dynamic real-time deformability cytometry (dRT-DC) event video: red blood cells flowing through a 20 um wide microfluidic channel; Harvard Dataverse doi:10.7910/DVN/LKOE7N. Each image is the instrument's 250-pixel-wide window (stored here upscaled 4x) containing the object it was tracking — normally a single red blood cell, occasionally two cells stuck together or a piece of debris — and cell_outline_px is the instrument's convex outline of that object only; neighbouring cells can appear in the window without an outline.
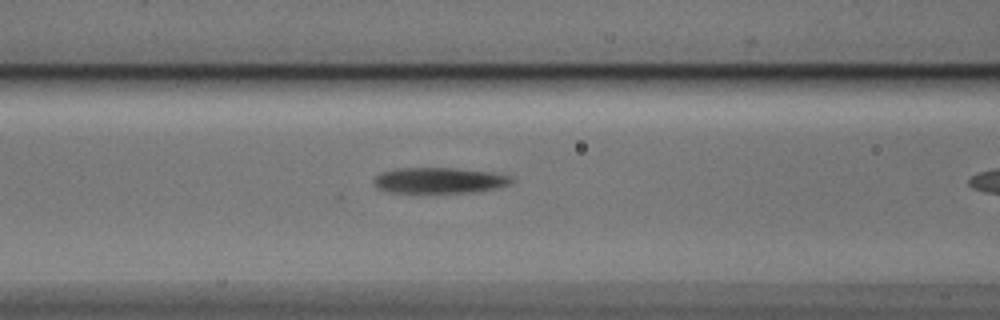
{"species": "Egyptian fruit bat (a non-hibernating species)", "species_latin": "Rousettus aegyptiacus", "temperature_condition": "cold", "stored_images_in_passage": 11, "camera_frame_rate_fps": 3000, "um_per_image_px": 0.085, "animal": {"sex": "male"}, "frame": {"image": 1, "passage_image": 10, "time_ms": 3.0, "image_size_px": [1000, 320], "cell_outline_px": [[512, 180], [508, 184], [496, 188], [476, 192], [388, 192], [376, 188], [372, 184], [372, 176], [380, 172], [396, 168], [456, 168], [492, 172], [512, 176]], "centroid_in_image_um": [37.25, 15.32], "position_along_channel_um": 129.4, "area_um2": 20.87}}